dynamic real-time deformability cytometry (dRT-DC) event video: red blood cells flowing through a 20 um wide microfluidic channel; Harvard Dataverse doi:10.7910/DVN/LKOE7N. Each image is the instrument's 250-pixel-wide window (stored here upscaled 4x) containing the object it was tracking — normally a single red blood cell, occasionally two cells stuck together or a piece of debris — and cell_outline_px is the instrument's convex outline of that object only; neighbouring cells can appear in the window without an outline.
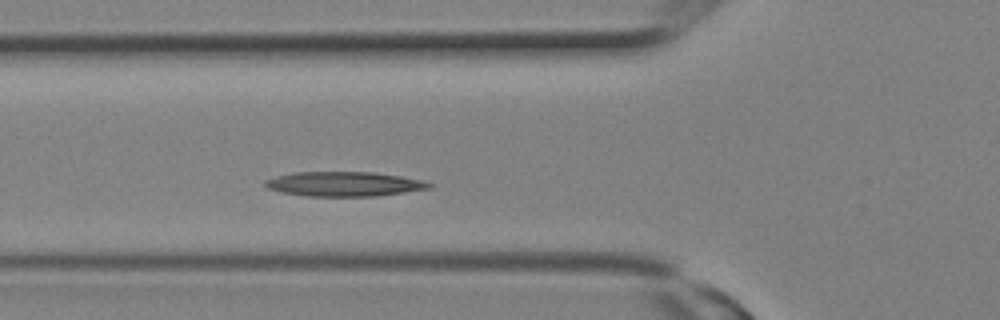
{"species": "Egyptian fruit bat (a non-hibernating species)", "species_latin": "Rousettus aegyptiacus", "temperature_condition": "room temperature", "stored_images_in_passage": 6, "camera_frame_rate_fps": 3000, "um_per_image_px": 0.085, "animal": {"sex": "female"}, "frame": {"image": 1, "passage_image": 6, "time_ms": 1.667, "image_size_px": [1000, 320], "cell_outline_px": [[432, 188], [404, 192], [372, 196], [308, 196], [280, 192], [268, 188], [264, 184], [264, 180], [276, 176], [296, 172], [372, 172], [400, 176], [424, 180], [432, 184]], "centroid_in_image_um": [29.24, 15.63], "position_along_channel_um": 96.6, "area_um2": 23.41}}